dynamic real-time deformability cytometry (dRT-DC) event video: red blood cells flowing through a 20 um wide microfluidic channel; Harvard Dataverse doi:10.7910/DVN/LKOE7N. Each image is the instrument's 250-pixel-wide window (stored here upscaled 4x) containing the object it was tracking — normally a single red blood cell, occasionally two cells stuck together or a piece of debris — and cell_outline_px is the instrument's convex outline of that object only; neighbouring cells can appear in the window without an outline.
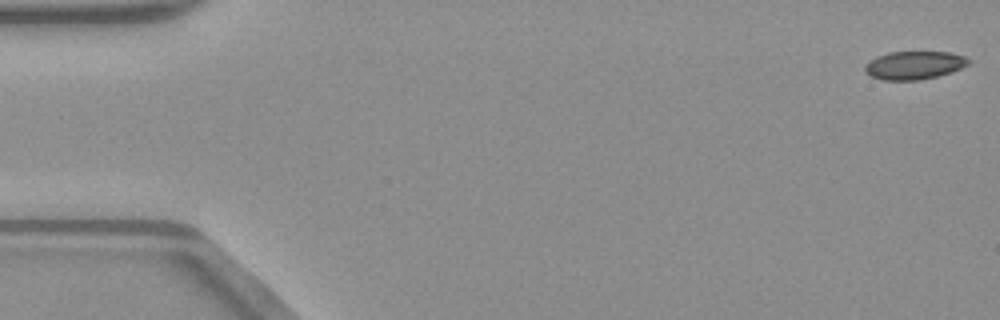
{"species": "common noctule bat (a hibernating species)", "species_latin": "Nyctalus noctula", "temperature_condition": "warm", "stored_images_in_passage": 52, "camera_frame_rate_fps": 3000, "um_per_image_px": 0.085, "animal": {"sex": "male", "body_mass_g": 23.1, "forearm_length_mm": 52.7}, "frame": {"image": 1, "passage_image": 1, "time_ms": 0.0, "image_size_px": [1000, 320], "cell_outline_px": [[972, 60], [968, 64], [952, 72], [920, 80], [884, 80], [872, 76], [864, 68], [864, 64], [876, 56], [888, 52], [948, 52], [964, 56]], "centroid_in_image_um": [77.71, 5.54], "position_along_channel_um": 7.3, "area_um2": 16.94}}
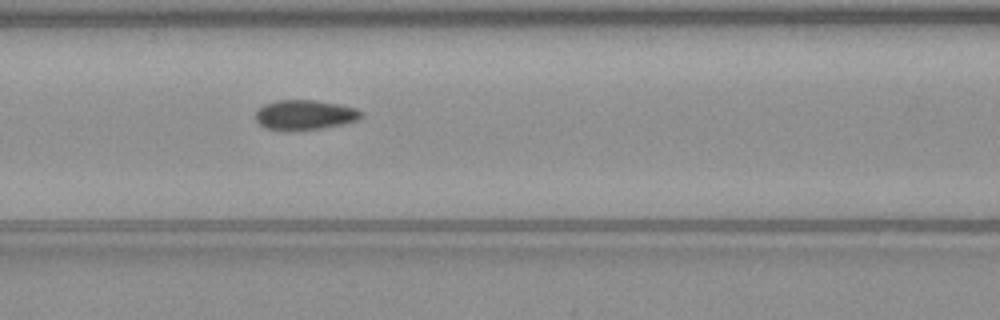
{"frame": {"image": 2, "passage_image": 22, "time_ms": 7.0, "image_size_px": [1000, 320], "cell_outline_px": [[364, 116], [360, 120], [344, 124], [320, 128], [264, 128], [256, 120], [256, 112], [264, 104], [276, 100], [316, 100], [340, 104], [356, 108], [364, 112]], "centroid_in_image_um": [26.0, 9.72], "position_along_channel_um": 140.6, "area_um2": 18.03}}
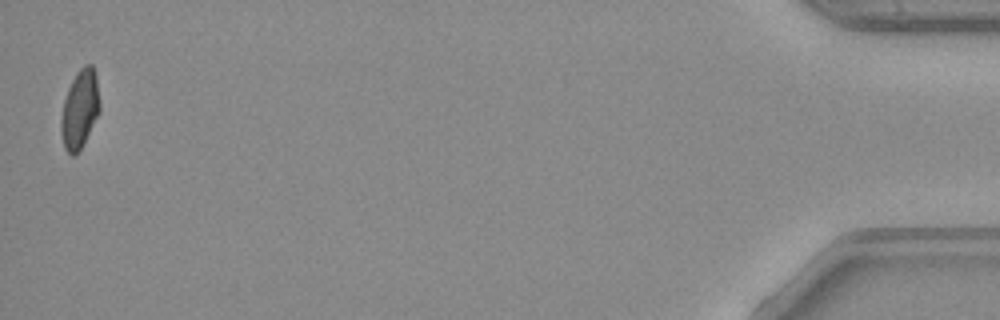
{"frame": {"image": 3, "passage_image": 51, "time_ms": 16.667, "image_size_px": [1000, 320], "cell_outline_px": [[100, 112], [80, 148], [72, 156], [64, 148], [60, 132], [60, 120], [64, 100], [68, 88], [76, 72], [84, 64], [92, 64], [96, 76], [100, 104]], "centroid_in_image_um": [6.77, 9.25], "position_along_channel_um": 428.4, "area_um2": 17.63}, "authors_computed_cell_mechanics": {"area_um2": 18.1781, "velocity_mm_per_s": 4.0241, "shape_relaxation_time_tau1_ms": null, "shape_relaxation_time_tau2_ms": 1.7939, "deformation_change_tau1": null, "deformation_change_tau2": 0.0544}}